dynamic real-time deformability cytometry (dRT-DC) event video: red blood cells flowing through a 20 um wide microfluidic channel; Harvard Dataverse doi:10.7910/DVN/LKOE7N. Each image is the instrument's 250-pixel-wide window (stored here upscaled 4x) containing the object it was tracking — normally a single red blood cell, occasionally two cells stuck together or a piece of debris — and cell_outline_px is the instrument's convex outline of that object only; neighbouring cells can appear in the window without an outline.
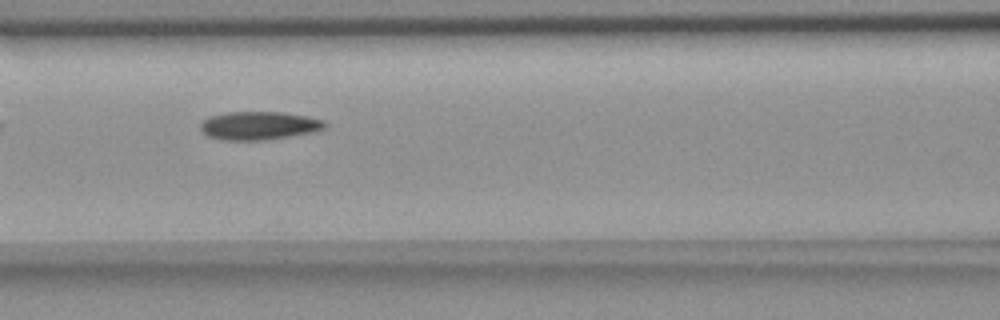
{"species": "common noctule bat (a hibernating species)", "species_latin": "Nyctalus noctula", "temperature_condition": "room temperature", "stored_images_in_passage": 8, "camera_frame_rate_fps": 3000, "um_per_image_px": 0.085, "animal": {"sex": "female", "body_mass_g": 18.4}, "frame": {"image": 1, "passage_image": 7, "time_ms": 8.0, "image_size_px": [1000, 320], "cell_outline_px": [[328, 124], [324, 128], [316, 132], [264, 140], [224, 140], [208, 136], [200, 128], [200, 124], [208, 116], [224, 112], [284, 112], [308, 116], [324, 120]], "centroid_in_image_um": [22.04, 10.67], "position_along_channel_um": 144.6, "area_um2": 20.69}}
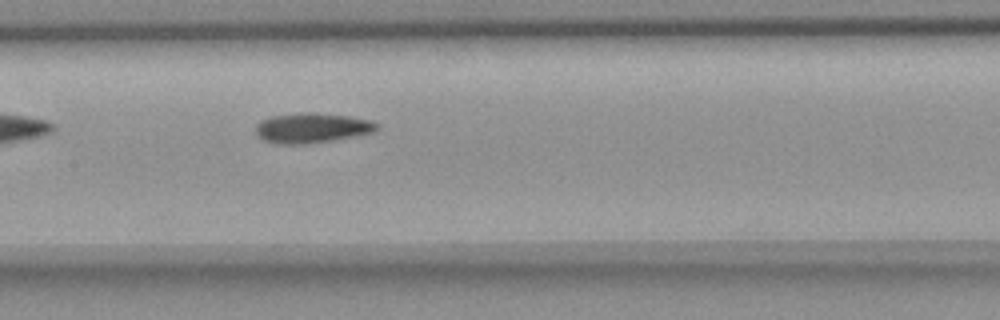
{"frame": {"image": 2, "passage_image": 8, "time_ms": 9.0, "image_size_px": [1000, 320], "cell_outline_px": [[380, 128], [372, 132], [328, 140], [300, 144], [280, 144], [264, 140], [256, 132], [256, 124], [260, 120], [272, 116], [300, 112], [308, 112], [348, 116], [372, 120]], "centroid_in_image_um": [26.47, 10.85], "position_along_channel_um": 180.9, "area_um2": 20.69}}